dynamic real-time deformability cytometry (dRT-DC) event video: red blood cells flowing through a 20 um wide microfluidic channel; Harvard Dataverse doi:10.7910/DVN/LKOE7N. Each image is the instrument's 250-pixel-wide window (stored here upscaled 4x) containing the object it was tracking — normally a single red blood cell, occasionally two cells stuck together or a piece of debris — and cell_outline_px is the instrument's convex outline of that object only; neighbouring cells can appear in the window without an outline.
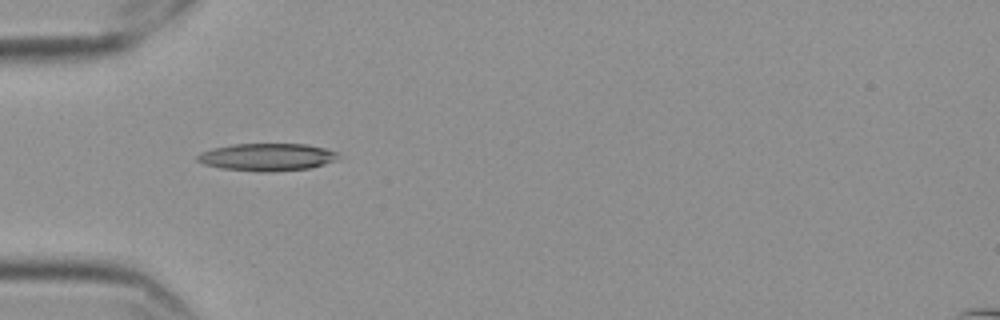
{"species": "Egyptian fruit bat (a non-hibernating species)", "species_latin": "Rousettus aegyptiacus", "temperature_condition": "cold", "stored_images_in_passage": 36, "camera_frame_rate_fps": 3000, "um_per_image_px": 0.085, "frame": {"image": 1, "passage_image": 1, "time_ms": 0.0, "image_size_px": [1000, 320], "cell_outline_px": [[340, 156], [336, 160], [324, 164], [308, 168], [272, 172], [256, 172], [220, 168], [204, 164], [196, 160], [196, 156], [200, 152], [212, 148], [232, 144], [308, 144], [324, 148], [336, 152]], "centroid_in_image_um": [22.66, 13.35], "position_along_channel_um": 62.3, "area_um2": 22.72}}
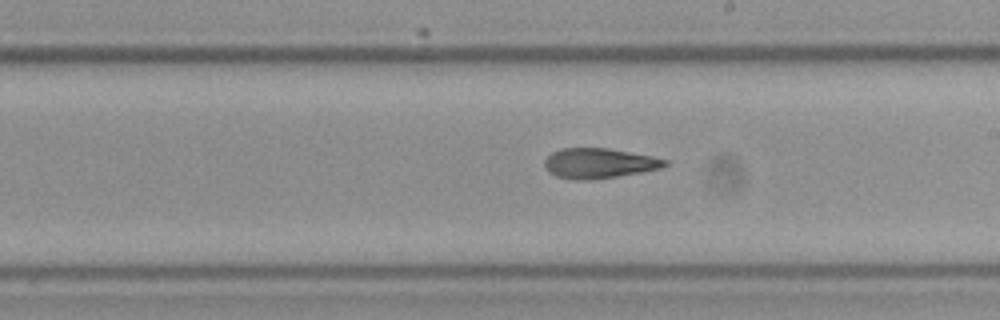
{"frame": {"image": 2, "passage_image": 16, "time_ms": 5.0, "image_size_px": [1000, 320], "cell_outline_px": [[668, 164], [660, 168], [640, 172], [592, 180], [576, 180], [556, 176], [548, 172], [544, 164], [544, 160], [552, 152], [560, 148], [608, 148], [652, 156], [668, 160]], "centroid_in_image_um": [50.89, 13.87], "position_along_channel_um": 238.1, "area_um2": 21.04}}
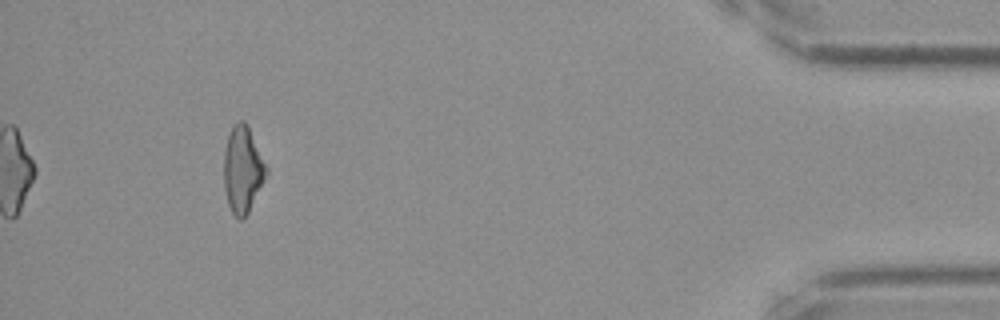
{"frame": {"image": 3, "passage_image": 36, "time_ms": 11.667, "image_size_px": [1000, 320], "cell_outline_px": [[268, 172], [248, 212], [240, 220], [232, 212], [228, 204], [224, 188], [224, 152], [228, 136], [232, 124], [240, 120], [244, 120], [248, 124], [268, 168]], "centroid_in_image_um": [20.63, 14.35], "position_along_channel_um": 414.6, "area_um2": 21.33}, "authors_computed_cell_mechanics": {"area_um2": 21.2704, "velocity_mm_per_s": 3.559, "shape_relaxation_time_tau1_ms": 8.9636, "shape_relaxation_time_tau2_ms": 3.5444, "deformation_change_tau1": 0.2423, "deformation_change_tau2": 0.1371}}